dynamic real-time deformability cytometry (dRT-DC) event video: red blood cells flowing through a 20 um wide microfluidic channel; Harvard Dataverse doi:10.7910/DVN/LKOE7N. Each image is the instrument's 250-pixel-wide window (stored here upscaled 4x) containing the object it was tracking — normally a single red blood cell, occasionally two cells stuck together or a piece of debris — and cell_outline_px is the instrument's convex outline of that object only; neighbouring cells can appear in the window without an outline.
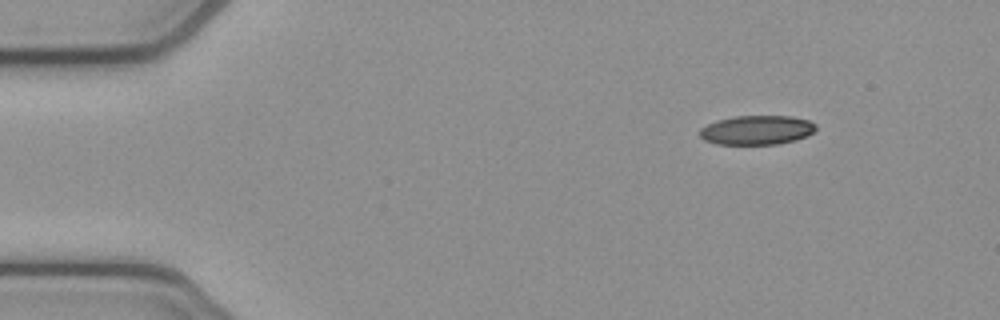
{"species": "common noctule bat (a hibernating species)", "species_latin": "Nyctalus noctula", "temperature_condition": "cold", "stored_images_in_passage": 47, "camera_frame_rate_fps": 3000, "um_per_image_px": 0.085, "animal": {"sex": "female", "body_mass_g": 21.9}, "frame": {"image": 1, "passage_image": 1, "time_ms": 0.0, "image_size_px": [1000, 320], "cell_outline_px": [[816, 128], [808, 136], [796, 140], [776, 144], [716, 144], [704, 140], [700, 136], [700, 128], [716, 120], [736, 116], [792, 116], [808, 120], [816, 124]], "centroid_in_image_um": [64.33, 11.05], "position_along_channel_um": 20.7, "area_um2": 19.83}}
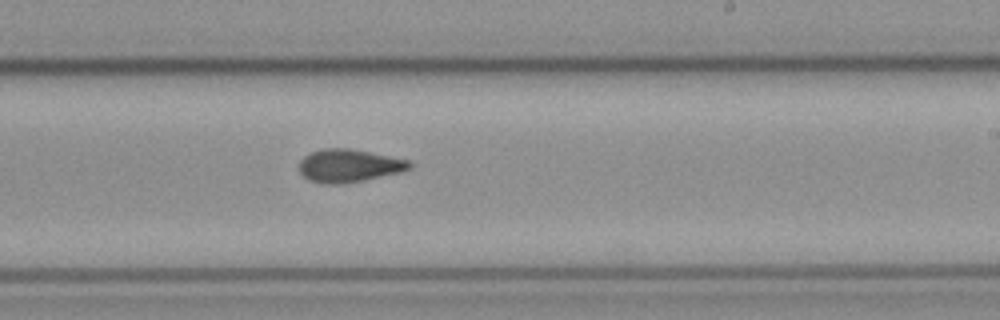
{"frame": {"image": 2, "passage_image": 26, "time_ms": 8.333, "image_size_px": [1000, 320], "cell_outline_px": [[412, 168], [400, 172], [364, 180], [344, 184], [324, 184], [308, 180], [300, 172], [300, 160], [308, 152], [320, 148], [348, 148], [408, 160], [412, 164]], "centroid_in_image_um": [29.62, 14.08], "position_along_channel_um": 259.4, "area_um2": 21.21}}
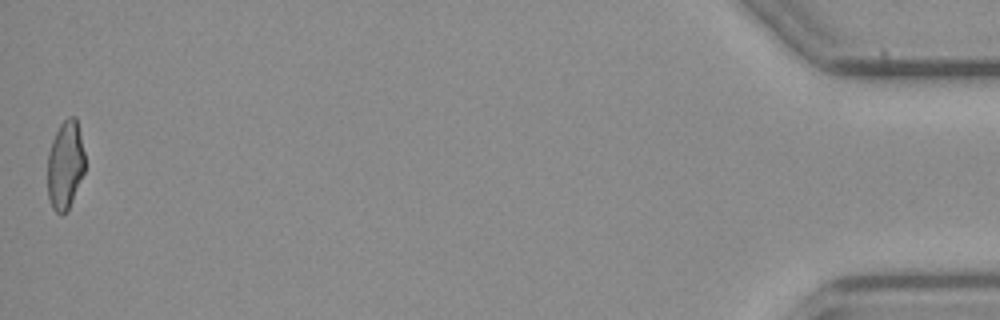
{"frame": {"image": 3, "passage_image": 47, "time_ms": 15.333, "image_size_px": [1000, 320], "cell_outline_px": [[84, 172], [72, 200], [68, 208], [60, 216], [52, 208], [48, 196], [48, 152], [52, 140], [60, 124], [68, 116], [76, 116], [80, 132], [84, 152]], "centroid_in_image_um": [5.54, 14.0], "position_along_channel_um": 429.7, "area_um2": 19.19}, "authors_computed_cell_mechanics": {"area_um2": 20.808, "velocity_mm_per_s": 3.8789, "shape_relaxation_time_tau1_ms": null, "shape_relaxation_time_tau2_ms": 3.194, "deformation_change_tau1": null, "deformation_change_tau2": 0.0863}}